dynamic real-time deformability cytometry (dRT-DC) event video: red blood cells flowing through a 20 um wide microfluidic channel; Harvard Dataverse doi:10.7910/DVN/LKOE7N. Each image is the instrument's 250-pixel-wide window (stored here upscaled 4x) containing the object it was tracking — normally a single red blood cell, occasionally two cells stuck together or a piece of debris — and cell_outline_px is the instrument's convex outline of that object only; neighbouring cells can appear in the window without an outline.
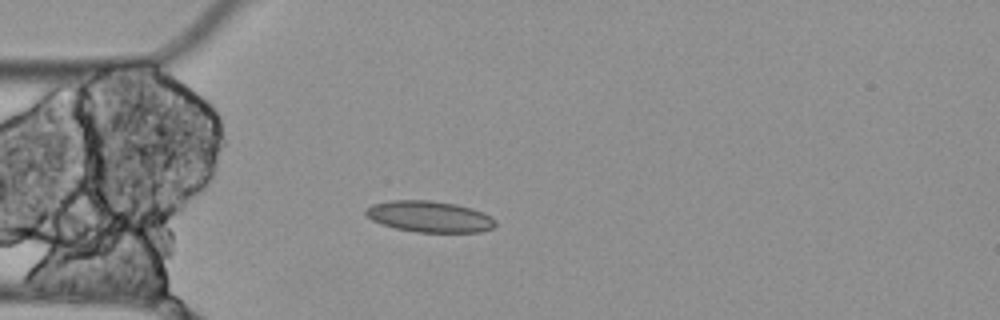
{"species": "Egyptian fruit bat (a non-hibernating species)", "species_latin": "Rousettus aegyptiacus", "temperature_condition": "cold", "stored_images_in_passage": 4, "camera_frame_rate_fps": 3000, "um_per_image_px": 0.085, "animal": {"sex": "female"}, "frame": {"image": 1, "passage_image": 3, "time_ms": 0.667, "image_size_px": [1000, 320], "cell_outline_px": [[496, 224], [492, 228], [480, 232], [416, 232], [396, 228], [372, 220], [364, 212], [364, 208], [372, 204], [392, 200], [428, 200], [456, 204], [472, 208], [484, 212], [496, 220]], "centroid_in_image_um": [36.52, 18.4], "position_along_channel_um": 48.5, "area_um2": 23.58}}